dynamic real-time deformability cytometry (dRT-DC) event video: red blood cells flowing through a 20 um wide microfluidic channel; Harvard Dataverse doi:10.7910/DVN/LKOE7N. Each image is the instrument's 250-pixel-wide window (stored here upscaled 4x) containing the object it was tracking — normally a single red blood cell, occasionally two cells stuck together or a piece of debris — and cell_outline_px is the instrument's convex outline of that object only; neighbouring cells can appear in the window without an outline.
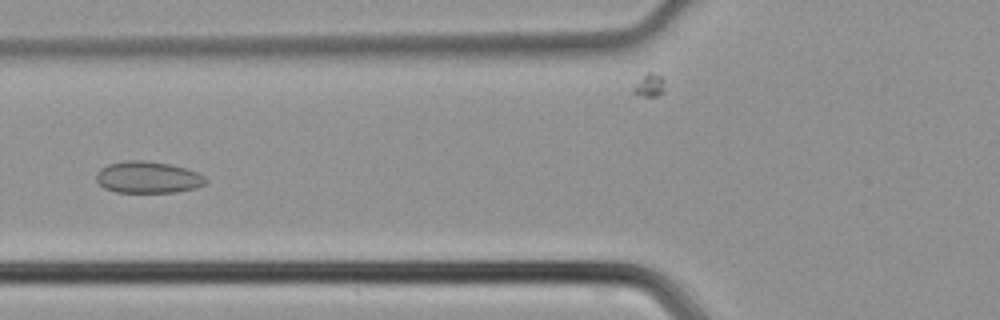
{"species": "common noctule bat (a hibernating species)", "species_latin": "Nyctalus noctula", "temperature_condition": "cold", "stored_images_in_passage": 47, "camera_frame_rate_fps": 3000, "um_per_image_px": 0.085, "animal": {"sex": "male", "body_mass_g": 21.5, "forearm_length_mm": 52.0}, "frame": {"image": 1, "passage_image": 18, "time_ms": 5.667, "image_size_px": [1000, 320], "cell_outline_px": [[208, 180], [204, 184], [196, 188], [176, 192], [116, 192], [104, 188], [96, 180], [96, 172], [100, 168], [108, 164], [124, 160], [144, 160], [172, 164], [196, 172], [204, 176]], "centroid_in_image_um": [12.55, 15.06], "position_along_channel_um": 113.2, "area_um2": 20.35}}
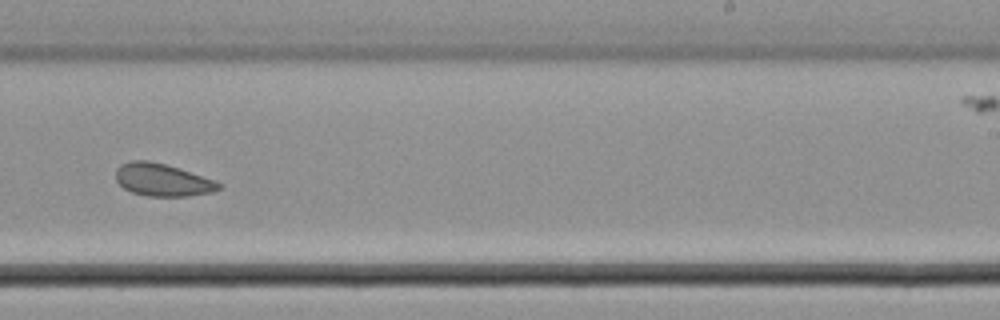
{"frame": {"image": 2, "passage_image": 29, "time_ms": 9.333, "image_size_px": [1000, 320], "cell_outline_px": [[224, 184], [220, 188], [212, 192], [188, 196], [148, 196], [132, 192], [124, 188], [116, 180], [116, 168], [120, 164], [132, 160], [148, 160], [180, 168]], "centroid_in_image_um": [13.8, 15.28], "position_along_channel_um": 275.2, "area_um2": 19.48}}
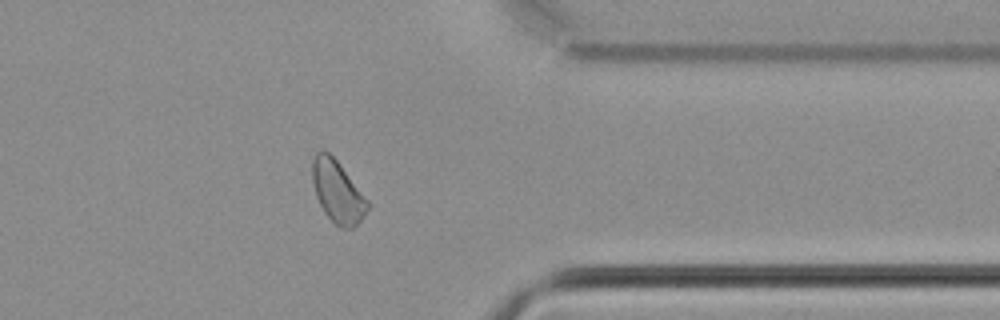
{"frame": {"image": 3, "passage_image": 37, "time_ms": 12.0, "image_size_px": [1000, 320], "cell_outline_px": [[368, 208], [360, 220], [352, 228], [340, 228], [324, 212], [316, 196], [312, 180], [312, 160], [316, 152], [320, 148], [328, 152], [340, 164], [368, 200]], "centroid_in_image_um": [28.66, 16.26], "position_along_channel_um": 382.7, "area_um2": 19.71}}